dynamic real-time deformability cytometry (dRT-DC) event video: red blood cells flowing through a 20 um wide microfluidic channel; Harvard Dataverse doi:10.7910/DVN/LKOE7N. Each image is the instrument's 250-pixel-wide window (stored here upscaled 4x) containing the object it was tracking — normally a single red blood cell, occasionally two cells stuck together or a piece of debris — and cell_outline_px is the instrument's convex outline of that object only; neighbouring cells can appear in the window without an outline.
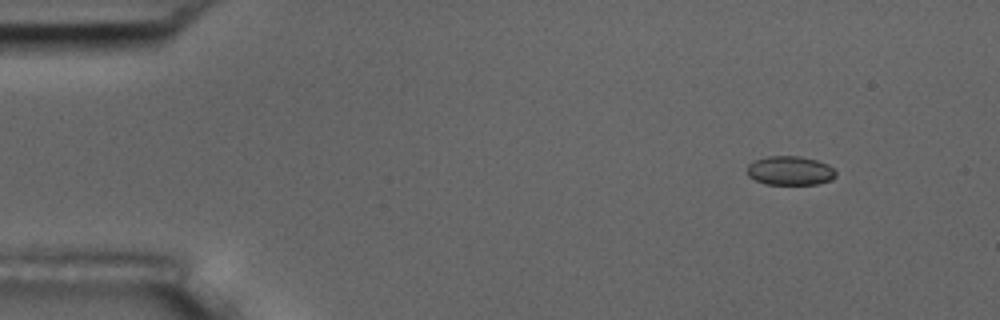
{"species": "common noctule bat (a hibernating species)", "species_latin": "Nyctalus noctula", "temperature_condition": "room temperature", "stored_images_in_passage": 6, "segment_of_instrument_passage": [2, 2], "camera_frame_rate_fps": 3000, "um_per_image_px": 0.085, "animal": {"sex": "male", "body_mass_g": 17.5, "forearm_length_mm": 52.3}, "frame": {"image": 1, "passage_image": 6, "time_ms": 7.0, "image_size_px": [1000, 320], "cell_outline_px": [[836, 176], [832, 180], [816, 184], [764, 184], [748, 176], [748, 164], [756, 160], [768, 156], [800, 156], [816, 160], [828, 164], [836, 172]], "centroid_in_image_um": [67.17, 14.51], "position_along_channel_um": 17.8, "area_um2": 14.97}}